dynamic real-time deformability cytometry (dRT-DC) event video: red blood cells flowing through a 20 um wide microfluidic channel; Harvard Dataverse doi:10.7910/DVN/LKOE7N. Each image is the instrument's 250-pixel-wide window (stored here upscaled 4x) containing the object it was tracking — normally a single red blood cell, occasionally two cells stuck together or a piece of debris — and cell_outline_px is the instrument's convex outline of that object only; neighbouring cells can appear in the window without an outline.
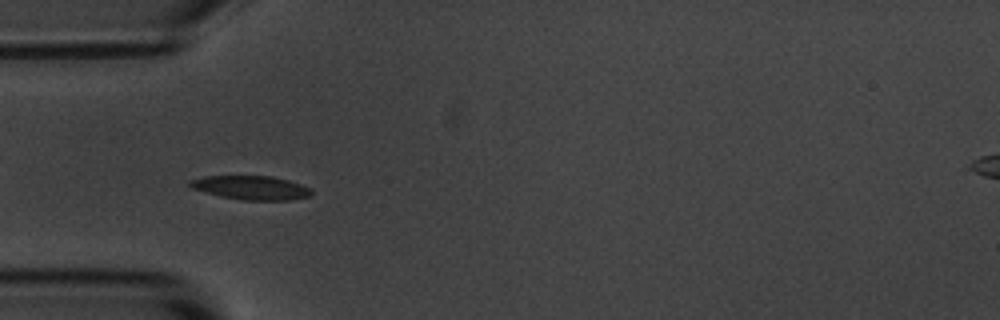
{"species": "common noctule bat (a hibernating species)", "species_latin": "Nyctalus noctula", "temperature_condition": "room temperature", "stored_images_in_passage": 15, "camera_frame_rate_fps": 3000, "um_per_image_px": 0.085, "animal": {"sex": "male", "body_mass_g": 20.1, "forearm_length_mm": 53.5}, "frame": {"image": 1, "passage_image": 5, "time_ms": 5.667, "image_size_px": [1000, 320], "cell_outline_px": [[312, 196], [288, 200], [240, 200], [220, 196], [192, 188], [188, 184], [188, 180], [204, 176], [272, 176], [288, 180], [312, 188]], "centroid_in_image_um": [21.35, 15.95], "position_along_channel_um": 63.6, "area_um2": 16.99}}
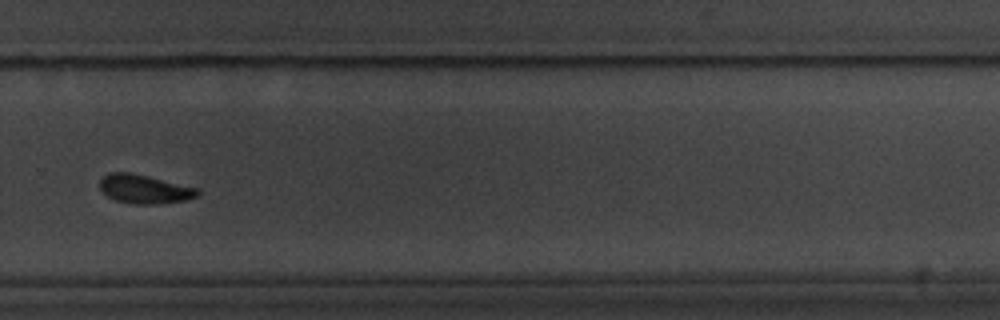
{"frame": {"image": 2, "passage_image": 11, "time_ms": 12.667, "image_size_px": [1000, 320], "cell_outline_px": [[200, 192], [196, 196], [184, 200], [160, 204], [136, 204], [116, 200], [108, 196], [100, 188], [100, 180], [108, 172], [132, 172], [200, 188]], "centroid_in_image_um": [12.3, 16.06], "position_along_channel_um": 317.5, "area_um2": 16.47}}
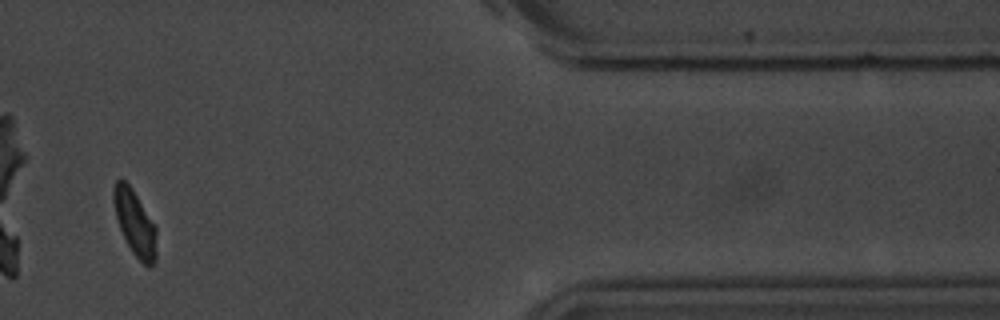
{"frame": {"image": 3, "passage_image": 13, "time_ms": 16.0, "image_size_px": [1000, 320], "cell_outline_px": [[156, 260], [148, 268], [132, 252], [120, 228], [116, 216], [112, 200], [112, 188], [116, 180], [120, 176], [132, 188], [156, 228]], "centroid_in_image_um": [11.44, 18.91], "position_along_channel_um": 400.0, "area_um2": 16.24}, "authors_computed_cell_mechanics": {"area_um2": 16.9932, "velocity_mm_per_s": 3.6262, "shape_relaxation_time_tau1_ms": 2.0176, "shape_relaxation_time_tau2_ms": null, "deformation_change_tau1": 0.0852, "deformation_change_tau2": null}}